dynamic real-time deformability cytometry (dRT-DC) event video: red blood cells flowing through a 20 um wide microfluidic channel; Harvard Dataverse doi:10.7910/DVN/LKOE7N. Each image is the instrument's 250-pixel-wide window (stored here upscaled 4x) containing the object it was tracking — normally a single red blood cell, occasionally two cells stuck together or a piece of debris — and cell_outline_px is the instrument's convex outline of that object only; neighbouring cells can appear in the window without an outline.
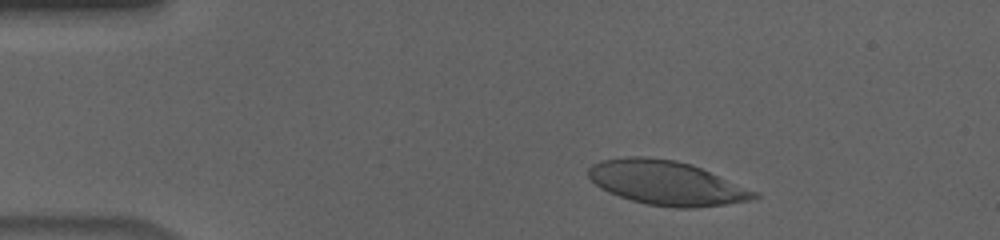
{"species": "human", "species_latin": "Homo sapiens", "temperature_condition": "cold", "stored_images_in_passage": 46, "camera_frame_rate_fps": 3000, "um_per_image_px": 0.085, "donor": {"sex": "male"}, "frame": {"image": 1, "passage_image": 6, "time_ms": 1.667, "image_size_px": [1000, 240], "cell_outline_px": [[760, 196], [756, 200], [696, 208], [676, 208], [648, 204], [632, 200], [608, 192], [600, 188], [588, 176], [588, 168], [592, 164], [600, 160], [628, 156], [644, 156], [676, 160], [692, 164], [760, 192]], "centroid_in_image_um": [56.7, 15.54], "position_along_channel_um": 28.3, "area_um2": 43.12}}
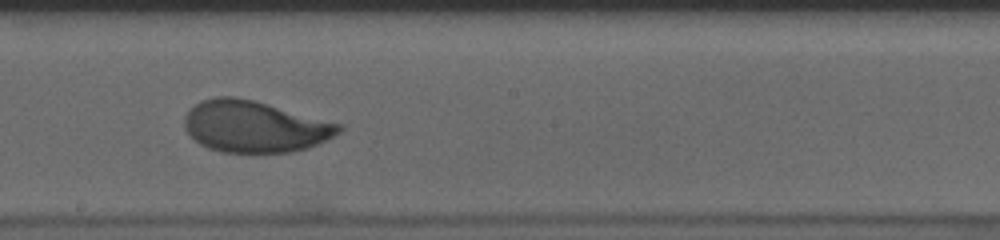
{"frame": {"image": 2, "passage_image": 28, "time_ms": 9.0, "image_size_px": [1000, 240], "cell_outline_px": [[344, 128], [340, 132], [308, 148], [292, 152], [220, 152], [208, 148], [200, 144], [184, 128], [184, 116], [188, 108], [200, 100], [216, 96], [232, 96], [252, 100], [268, 104], [344, 124]], "centroid_in_image_um": [21.62, 10.74], "position_along_channel_um": 226.6, "area_um2": 46.47}}
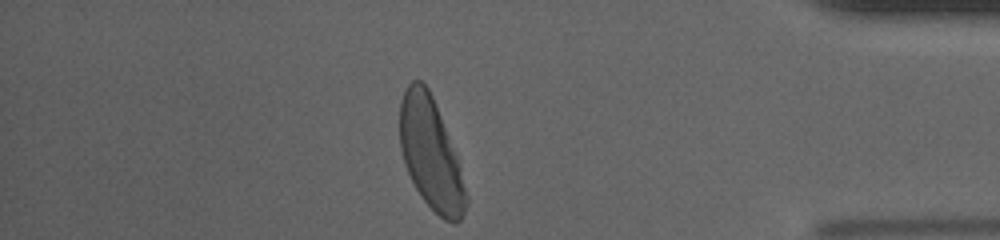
{"frame": {"image": 3, "passage_image": 45, "time_ms": 14.667, "image_size_px": [1000, 240], "cell_outline_px": [[468, 204], [460, 220], [456, 224], [452, 224], [444, 220], [420, 196], [404, 164], [400, 148], [400, 100], [408, 84], [412, 80], [420, 80], [428, 88], [432, 96], [456, 156], [460, 168], [468, 196]], "centroid_in_image_um": [36.61, 13.11], "position_along_channel_um": 398.6, "area_um2": 42.48}, "authors_computed_cell_mechanics": {"area_um2": 45.6909, "velocity_mm_per_s": 3.6146, "shape_relaxation_time_tau1_ms": 3.3719, "shape_relaxation_time_tau2_ms": null, "deformation_change_tau1": 0.1836, "deformation_change_tau2": null}}